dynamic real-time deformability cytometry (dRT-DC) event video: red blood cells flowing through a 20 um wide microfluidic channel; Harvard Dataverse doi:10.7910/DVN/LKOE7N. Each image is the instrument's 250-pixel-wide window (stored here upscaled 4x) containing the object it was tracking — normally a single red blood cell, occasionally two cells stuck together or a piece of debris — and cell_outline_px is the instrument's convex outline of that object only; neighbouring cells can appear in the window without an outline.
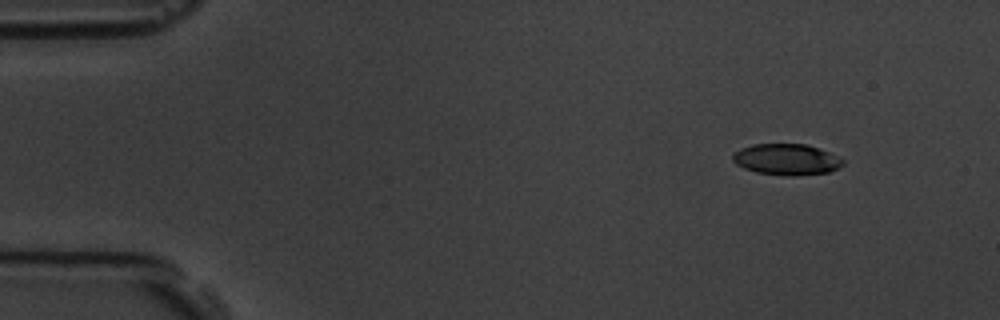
{"species": "common noctule bat (a hibernating species)", "species_latin": "Nyctalus noctula", "temperature_condition": "room temperature", "stored_images_in_passage": 3, "camera_frame_rate_fps": 3000, "um_per_image_px": 0.085, "animal": {"sex": "male", "body_mass_g": 19.5, "forearm_length_mm": 54.6}, "frame": {"image": 1, "passage_image": 1, "time_ms": 0.0, "image_size_px": [1000, 320], "cell_outline_px": [[844, 164], [828, 172], [796, 176], [784, 176], [756, 172], [744, 168], [736, 164], [732, 160], [732, 156], [740, 148], [752, 144], [808, 144], [828, 152], [844, 160]], "centroid_in_image_um": [66.83, 13.55], "position_along_channel_um": 18.2, "area_um2": 20.0}}